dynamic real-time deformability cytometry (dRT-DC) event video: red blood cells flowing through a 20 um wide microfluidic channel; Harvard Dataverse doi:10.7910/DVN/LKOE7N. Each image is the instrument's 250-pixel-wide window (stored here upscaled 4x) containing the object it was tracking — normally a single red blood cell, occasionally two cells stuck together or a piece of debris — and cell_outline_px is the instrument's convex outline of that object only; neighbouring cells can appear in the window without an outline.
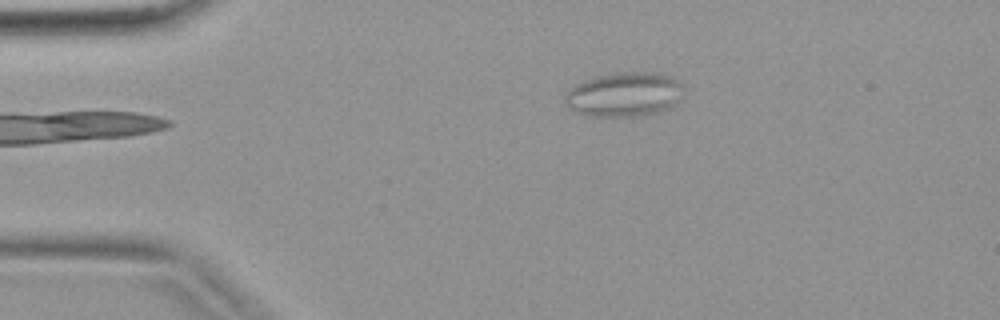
{"species": "common noctule bat (a hibernating species)", "species_latin": "Nyctalus noctula", "temperature_condition": "warm", "stored_images_in_passage": 29, "camera_frame_rate_fps": 3000, "um_per_image_px": 0.085, "animal": {"sex": "female", "body_mass_g": 19.9}, "frame": {"image": 1, "passage_image": 1, "time_ms": 0.0, "image_size_px": [1000, 320], "cell_outline_px": [[680, 84], [676, 104], [668, 108], [656, 112], [636, 116], [592, 116], [580, 112], [564, 104], [564, 96], [576, 84], [584, 80], [596, 76], [616, 72], [656, 72], [672, 76]], "centroid_in_image_um": [53.02, 8.01], "position_along_channel_um": 32.0, "area_um2": 30.11}}
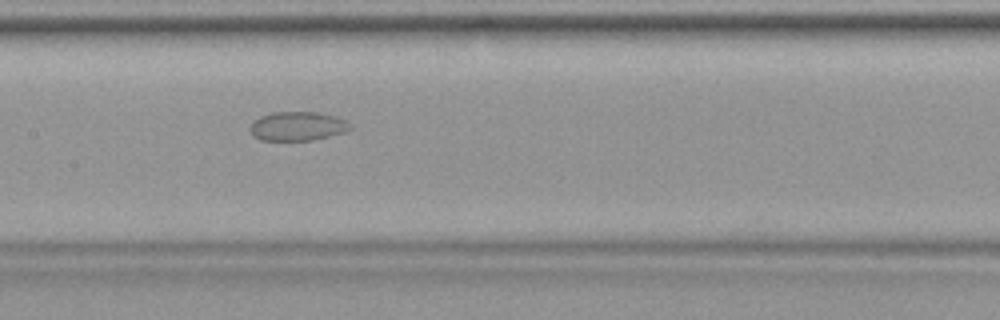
{"frame": {"image": 2, "passage_image": 13, "time_ms": 4.0, "image_size_px": [1000, 320], "cell_outline_px": [[352, 128], [348, 132], [312, 140], [260, 140], [252, 136], [248, 128], [260, 116], [272, 112], [316, 112], [336, 116], [352, 124]], "centroid_in_image_um": [25.31, 10.73], "position_along_channel_um": 182.1, "area_um2": 17.11}}
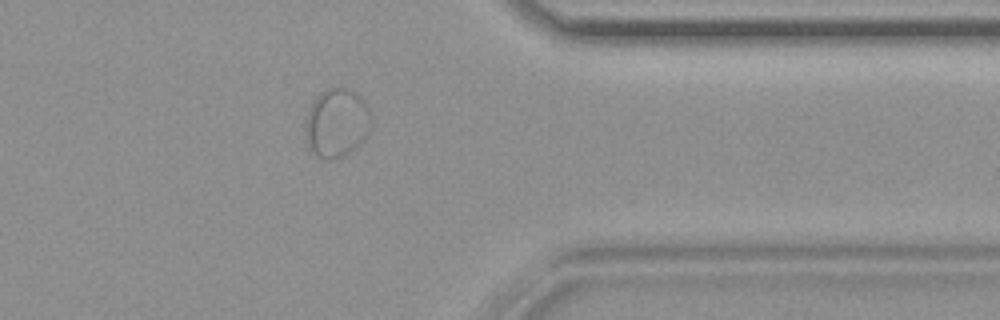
{"frame": {"image": 3, "passage_image": 26, "time_ms": 8.333, "image_size_px": [1000, 320], "cell_outline_px": [[372, 120], [368, 132], [360, 144], [356, 148], [344, 156], [332, 160], [324, 160], [308, 152], [304, 132], [304, 120], [308, 108], [312, 100], [320, 92], [328, 88], [352, 88], [364, 100], [368, 108]], "centroid_in_image_um": [28.56, 10.47], "position_along_channel_um": 382.8, "area_um2": 27.34}}